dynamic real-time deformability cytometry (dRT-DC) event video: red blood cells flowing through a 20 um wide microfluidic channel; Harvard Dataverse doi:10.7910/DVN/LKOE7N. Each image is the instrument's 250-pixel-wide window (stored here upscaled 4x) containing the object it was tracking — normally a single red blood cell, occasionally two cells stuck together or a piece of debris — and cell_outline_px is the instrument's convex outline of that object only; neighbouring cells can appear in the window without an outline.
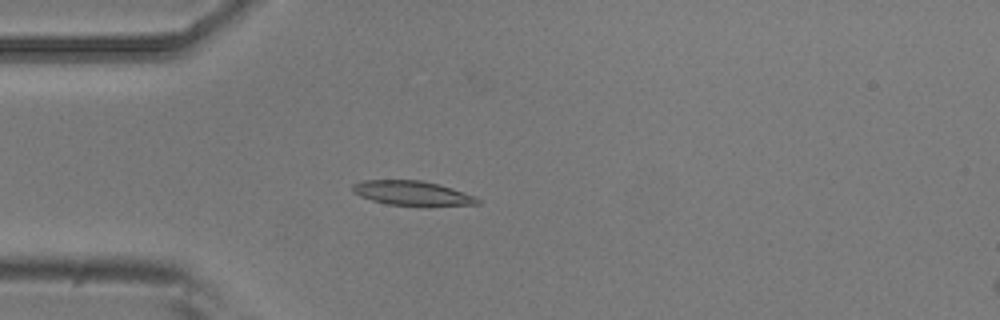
{"species": "common noctule bat (a hibernating species)", "species_latin": "Nyctalus noctula", "temperature_condition": "room temperature", "stored_images_in_passage": 4, "camera_frame_rate_fps": 3000, "um_per_image_px": 0.085, "animal": {"sex": "male", "body_mass_g": 20.5, "forearm_length_mm": 52.5}, "frame": {"image": 1, "passage_image": 4, "time_ms": 1.0, "image_size_px": [1000, 320], "cell_outline_px": [[480, 204], [388, 204], [372, 200], [360, 196], [352, 192], [352, 184], [360, 180], [420, 180], [440, 184], [476, 196], [480, 200]], "centroid_in_image_um": [34.97, 16.38], "position_along_channel_um": 50.0, "area_um2": 17.34}}